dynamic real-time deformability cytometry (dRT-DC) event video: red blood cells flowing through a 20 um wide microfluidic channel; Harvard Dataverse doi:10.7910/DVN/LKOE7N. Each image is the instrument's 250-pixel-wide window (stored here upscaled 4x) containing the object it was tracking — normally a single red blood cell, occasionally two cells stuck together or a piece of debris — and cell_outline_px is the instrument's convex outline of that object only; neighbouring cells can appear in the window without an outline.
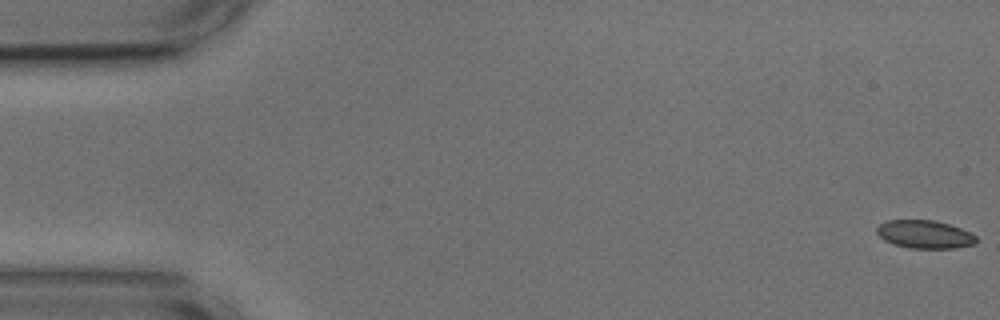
{"species": "common noctule bat (a hibernating species)", "species_latin": "Nyctalus noctula", "temperature_condition": "cold", "stored_images_in_passage": 4, "camera_frame_rate_fps": 3000, "um_per_image_px": 0.085, "animal": {"sex": "male", "body_mass_g": 17.9, "forearm_length_mm": 54.2}, "frame": {"image": 1, "passage_image": 1, "time_ms": 0.0, "image_size_px": [1000, 320], "cell_outline_px": [[976, 244], [956, 248], [908, 248], [892, 244], [884, 240], [876, 232], [876, 228], [880, 224], [888, 220], [932, 220], [948, 224], [960, 228], [976, 236]], "centroid_in_image_um": [78.58, 19.93], "position_along_channel_um": 6.4, "area_um2": 16.24}}
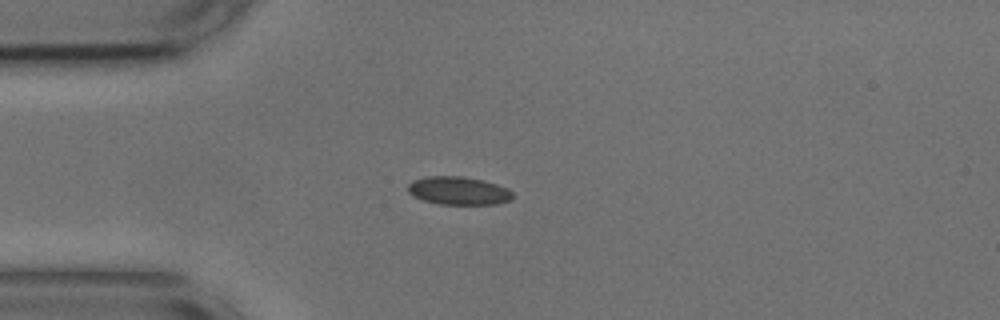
{"frame": {"image": 2, "passage_image": 4, "time_ms": 1.0, "image_size_px": [1000, 320], "cell_outline_px": [[516, 196], [512, 200], [496, 204], [440, 204], [424, 200], [412, 196], [408, 192], [408, 184], [412, 180], [424, 176], [460, 176], [480, 180], [496, 184], [508, 188]], "centroid_in_image_um": [38.97, 16.21], "position_along_channel_um": 46.0, "area_um2": 17.28}}